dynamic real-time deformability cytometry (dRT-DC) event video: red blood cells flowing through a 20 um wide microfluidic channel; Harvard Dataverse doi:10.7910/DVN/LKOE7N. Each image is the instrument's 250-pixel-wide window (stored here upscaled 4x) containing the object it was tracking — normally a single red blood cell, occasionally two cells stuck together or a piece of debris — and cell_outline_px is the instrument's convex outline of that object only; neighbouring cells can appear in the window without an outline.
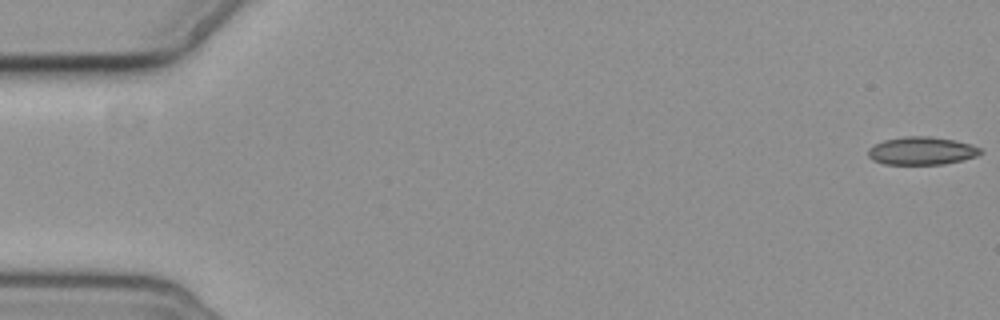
{"species": "common noctule bat (a hibernating species)", "species_latin": "Nyctalus noctula", "temperature_condition": "cold", "stored_images_in_passage": 6, "camera_frame_rate_fps": 3000, "um_per_image_px": 0.085, "animal": {"sex": "female", "body_mass_g": 19.3, "forearm_length_mm": 54.1}, "frame": {"image": 1, "passage_image": 1, "time_ms": 0.0, "image_size_px": [1000, 320], "cell_outline_px": [[984, 152], [976, 156], [944, 164], [884, 164], [872, 160], [868, 156], [868, 148], [884, 140], [904, 136], [928, 136], [956, 140], [972, 144], [980, 148]], "centroid_in_image_um": [78.34, 12.81], "position_along_channel_um": 6.7, "area_um2": 18.32}}
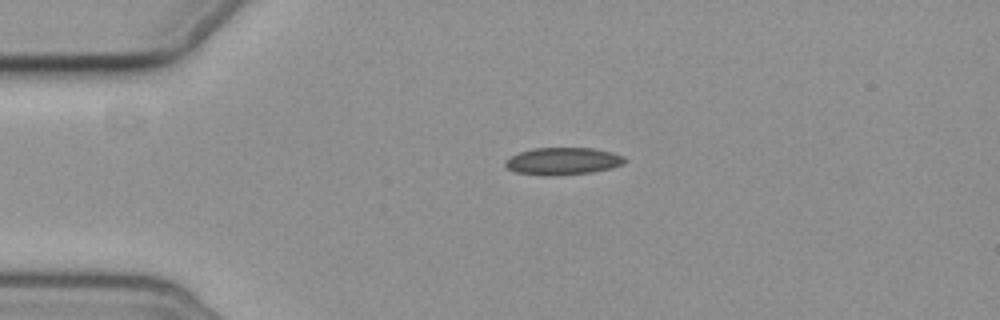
{"frame": {"image": 2, "passage_image": 5, "time_ms": 4.333, "image_size_px": [1000, 320], "cell_outline_px": [[628, 160], [624, 164], [612, 168], [592, 172], [552, 176], [544, 176], [516, 172], [508, 168], [504, 164], [504, 160], [520, 152], [532, 148], [592, 148], [612, 152], [624, 156]], "centroid_in_image_um": [47.87, 13.7], "position_along_channel_um": 37.1, "area_um2": 19.13}}